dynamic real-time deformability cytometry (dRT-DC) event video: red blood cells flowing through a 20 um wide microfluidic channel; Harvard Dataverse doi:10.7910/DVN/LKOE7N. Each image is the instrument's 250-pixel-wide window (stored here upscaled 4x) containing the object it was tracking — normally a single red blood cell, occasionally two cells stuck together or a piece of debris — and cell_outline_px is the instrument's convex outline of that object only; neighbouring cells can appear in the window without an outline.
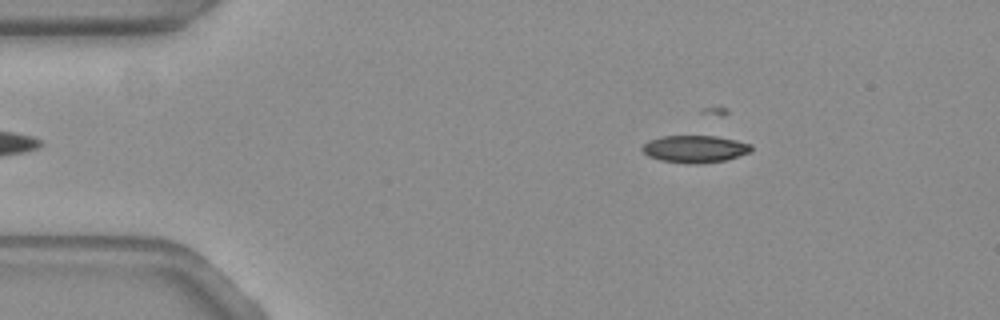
{"species": "common noctule bat (a hibernating species)", "species_latin": "Nyctalus noctula", "temperature_condition": "warm", "stored_images_in_passage": 51, "camera_frame_rate_fps": 3000, "um_per_image_px": 0.085, "animal": {"sex": "female", "body_mass_g": 19.3, "forearm_length_mm": 54.1}, "frame": {"image": 1, "passage_image": 8, "time_ms": 2.333, "image_size_px": [1000, 320], "cell_outline_px": [[752, 148], [748, 152], [724, 160], [660, 160], [648, 156], [640, 148], [648, 140], [660, 136], [716, 136], [736, 140], [752, 144]], "centroid_in_image_um": [59.02, 12.58], "position_along_channel_um": 26.0, "area_um2": 16.18}}
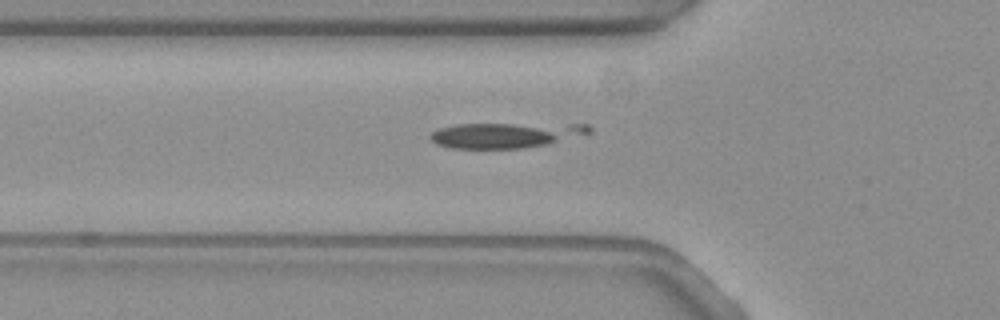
{"frame": {"image": 2, "passage_image": 18, "time_ms": 5.667, "image_size_px": [1000, 320], "cell_outline_px": [[592, 132], [544, 144], [524, 148], [452, 148], [436, 144], [428, 136], [432, 132], [440, 128], [456, 124], [588, 124], [592, 128]], "centroid_in_image_um": [42.93, 11.47], "position_along_channel_um": 82.9, "area_um2": 23.06}}
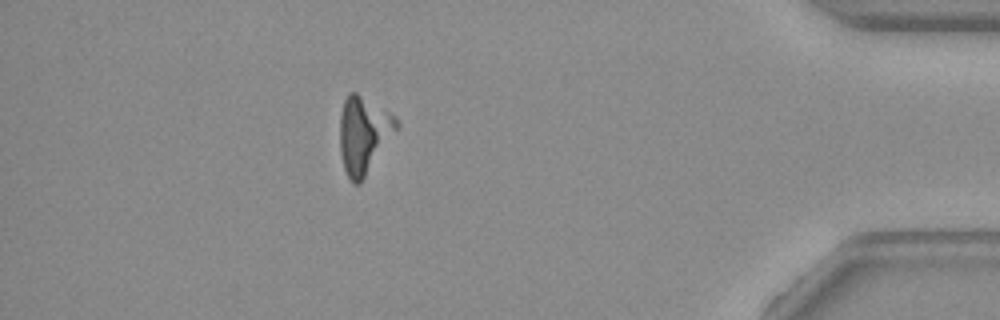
{"frame": {"image": 3, "passage_image": 48, "time_ms": 15.667, "image_size_px": [1000, 320], "cell_outline_px": [[400, 124], [360, 184], [352, 184], [344, 168], [340, 152], [340, 116], [344, 100], [348, 92], [356, 92], [396, 116]], "centroid_in_image_um": [30.89, 11.43], "position_along_channel_um": 404.3, "area_um2": 25.2}}